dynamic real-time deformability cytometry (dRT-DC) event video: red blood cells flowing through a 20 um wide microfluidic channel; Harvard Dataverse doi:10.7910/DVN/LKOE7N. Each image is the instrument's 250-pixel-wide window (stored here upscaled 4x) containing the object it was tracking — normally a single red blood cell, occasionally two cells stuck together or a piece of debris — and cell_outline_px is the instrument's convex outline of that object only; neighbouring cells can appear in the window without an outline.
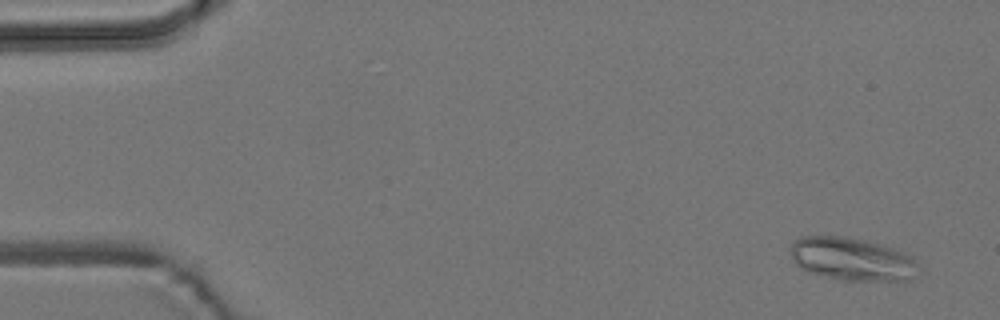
{"species": "common noctule bat (a hibernating species)", "species_latin": "Nyctalus noctula", "temperature_condition": "room temperature", "stored_images_in_passage": 4, "camera_frame_rate_fps": 3000, "um_per_image_px": 0.085, "animal": {"sex": "male", "body_mass_g": 19.2, "forearm_length_mm": 51.8}, "frame": {"image": 1, "passage_image": 1, "time_ms": 0.0, "image_size_px": [1000, 320], "cell_outline_px": [[920, 276], [908, 280], [840, 280], [812, 272], [796, 264], [788, 248], [792, 240], [800, 236], [844, 236], [868, 240], [904, 252], [912, 260]], "centroid_in_image_um": [72.38, 22.0], "position_along_channel_um": 12.6, "area_um2": 31.91}}